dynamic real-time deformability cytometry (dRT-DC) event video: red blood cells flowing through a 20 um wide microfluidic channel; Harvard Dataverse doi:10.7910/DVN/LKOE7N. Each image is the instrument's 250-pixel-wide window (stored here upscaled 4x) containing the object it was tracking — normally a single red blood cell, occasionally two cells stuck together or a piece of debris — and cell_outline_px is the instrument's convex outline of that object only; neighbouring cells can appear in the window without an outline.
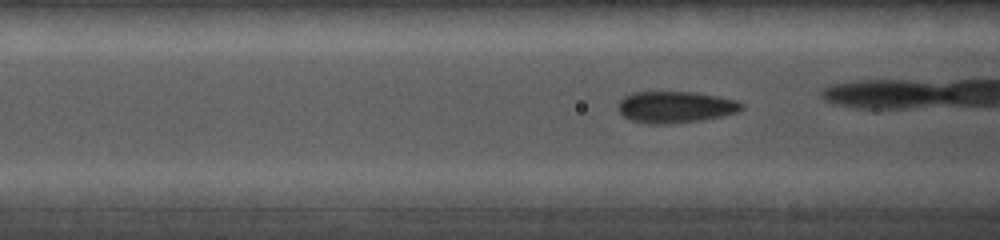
{"species": "common noctule bat (a hibernating species)", "species_latin": "Nyctalus noctula", "temperature_condition": "cold", "stored_images_in_passage": 21, "camera_frame_rate_fps": 5000, "um_per_image_px": 0.085, "animal": {"sex": "female", "body_mass_g": 19.0, "forearm_length_mm": 56.7}, "frame": {"image": 1, "passage_image": 4, "time_ms": 1.0, "image_size_px": [1000, 240], "cell_outline_px": [[744, 108], [740, 112], [700, 120], [668, 124], [648, 124], [632, 120], [624, 116], [616, 108], [620, 100], [624, 96], [632, 92], [696, 92], [736, 100], [744, 104]], "centroid_in_image_um": [57.4, 9.09], "position_along_channel_um": 109.2, "area_um2": 22.77}}